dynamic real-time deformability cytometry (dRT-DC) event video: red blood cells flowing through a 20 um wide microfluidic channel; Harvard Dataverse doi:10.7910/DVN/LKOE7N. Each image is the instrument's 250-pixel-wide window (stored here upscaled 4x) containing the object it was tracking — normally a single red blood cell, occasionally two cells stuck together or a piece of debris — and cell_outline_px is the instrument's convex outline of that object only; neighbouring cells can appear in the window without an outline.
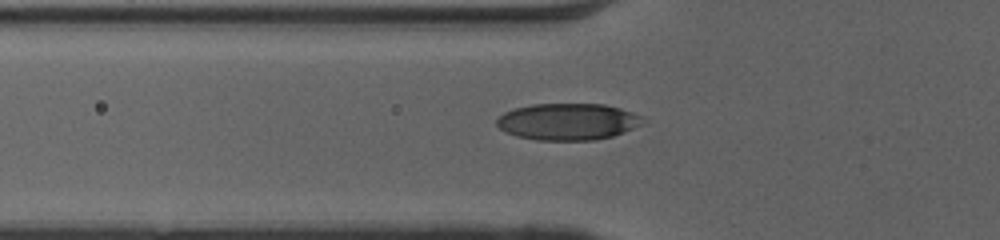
{"species": "human", "species_latin": "Homo sapiens", "temperature_condition": "cold", "stored_images_in_passage": 32, "camera_frame_rate_fps": 3000, "um_per_image_px": 0.085, "donor": {"sex": "female"}, "frame": {"image": 1, "passage_image": 3, "time_ms": 0.667, "image_size_px": [1000, 240], "cell_outline_px": [[644, 116], [640, 124], [624, 132], [612, 136], [596, 140], [536, 140], [516, 136], [500, 128], [496, 124], [496, 120], [504, 112], [516, 108], [532, 104], [604, 104], [620, 108]], "centroid_in_image_um": [48.26, 10.34], "position_along_channel_um": 77.5, "area_um2": 31.1}}
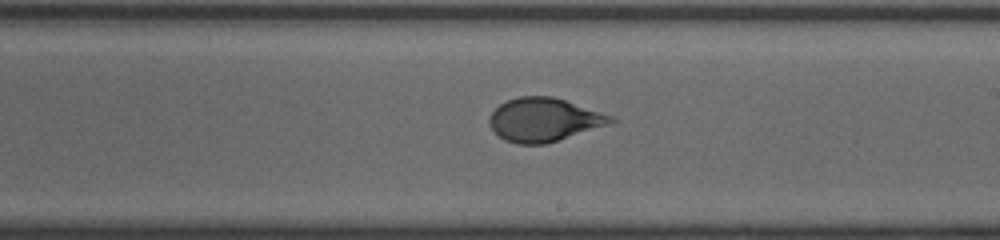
{"frame": {"image": 2, "passage_image": 15, "time_ms": 4.667, "image_size_px": [1000, 240], "cell_outline_px": [[616, 120], [612, 124], [544, 144], [516, 144], [504, 140], [492, 128], [488, 120], [492, 112], [500, 104], [508, 100], [520, 96], [552, 96], [612, 116]], "centroid_in_image_um": [46.23, 10.18], "position_along_channel_um": 242.8, "area_um2": 30.46}}
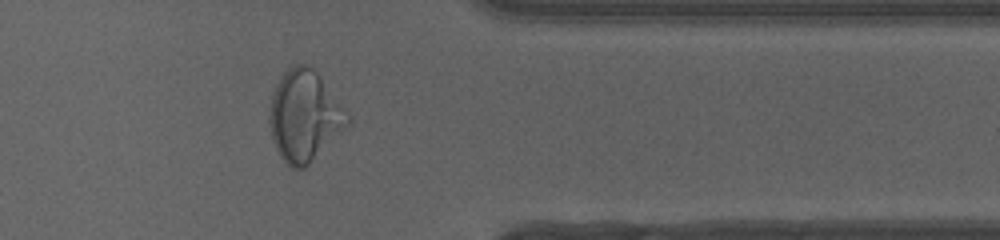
{"frame": {"image": 3, "passage_image": 26, "time_ms": 8.333, "image_size_px": [1000, 240], "cell_outline_px": [[352, 120], [304, 168], [292, 168], [280, 156], [272, 140], [268, 120], [268, 116], [272, 92], [280, 76], [292, 64], [304, 64], [312, 68], [316, 72], [352, 116]], "centroid_in_image_um": [25.85, 9.82], "position_along_channel_um": 385.5, "area_um2": 41.1}, "authors_computed_cell_mechanics": {"area_um2": 31.1253, "velocity_mm_per_s": 4.1186, "shape_relaxation_time_tau1_ms": 5.1945, "shape_relaxation_time_tau2_ms": null, "deformation_change_tau1": 0.186, "deformation_change_tau2": null}}